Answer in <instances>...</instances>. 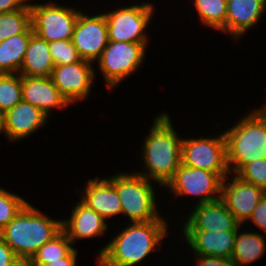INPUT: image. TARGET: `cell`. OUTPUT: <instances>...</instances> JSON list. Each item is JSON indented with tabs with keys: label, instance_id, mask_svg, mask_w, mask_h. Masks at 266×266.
I'll return each instance as SVG.
<instances>
[{
	"label": "cell",
	"instance_id": "obj_23",
	"mask_svg": "<svg viewBox=\"0 0 266 266\" xmlns=\"http://www.w3.org/2000/svg\"><path fill=\"white\" fill-rule=\"evenodd\" d=\"M237 231L231 261L234 266H249L264 256L266 252L265 235L261 232Z\"/></svg>",
	"mask_w": 266,
	"mask_h": 266
},
{
	"label": "cell",
	"instance_id": "obj_18",
	"mask_svg": "<svg viewBox=\"0 0 266 266\" xmlns=\"http://www.w3.org/2000/svg\"><path fill=\"white\" fill-rule=\"evenodd\" d=\"M70 219L62 220V230L72 244L76 240L102 236L109 227L105 219L81 200L71 211Z\"/></svg>",
	"mask_w": 266,
	"mask_h": 266
},
{
	"label": "cell",
	"instance_id": "obj_21",
	"mask_svg": "<svg viewBox=\"0 0 266 266\" xmlns=\"http://www.w3.org/2000/svg\"><path fill=\"white\" fill-rule=\"evenodd\" d=\"M54 67L49 43L33 34L18 74L29 77H51Z\"/></svg>",
	"mask_w": 266,
	"mask_h": 266
},
{
	"label": "cell",
	"instance_id": "obj_33",
	"mask_svg": "<svg viewBox=\"0 0 266 266\" xmlns=\"http://www.w3.org/2000/svg\"><path fill=\"white\" fill-rule=\"evenodd\" d=\"M17 258L9 245L0 237V266H9Z\"/></svg>",
	"mask_w": 266,
	"mask_h": 266
},
{
	"label": "cell",
	"instance_id": "obj_17",
	"mask_svg": "<svg viewBox=\"0 0 266 266\" xmlns=\"http://www.w3.org/2000/svg\"><path fill=\"white\" fill-rule=\"evenodd\" d=\"M22 100L39 108L48 117L51 110L70 105L54 85L51 77L22 75Z\"/></svg>",
	"mask_w": 266,
	"mask_h": 266
},
{
	"label": "cell",
	"instance_id": "obj_27",
	"mask_svg": "<svg viewBox=\"0 0 266 266\" xmlns=\"http://www.w3.org/2000/svg\"><path fill=\"white\" fill-rule=\"evenodd\" d=\"M22 101V75L0 74V111L5 113Z\"/></svg>",
	"mask_w": 266,
	"mask_h": 266
},
{
	"label": "cell",
	"instance_id": "obj_7",
	"mask_svg": "<svg viewBox=\"0 0 266 266\" xmlns=\"http://www.w3.org/2000/svg\"><path fill=\"white\" fill-rule=\"evenodd\" d=\"M31 26L33 33L48 43L71 40L80 10L60 6L54 2L31 4Z\"/></svg>",
	"mask_w": 266,
	"mask_h": 266
},
{
	"label": "cell",
	"instance_id": "obj_31",
	"mask_svg": "<svg viewBox=\"0 0 266 266\" xmlns=\"http://www.w3.org/2000/svg\"><path fill=\"white\" fill-rule=\"evenodd\" d=\"M247 222L254 224L257 228L259 227L266 234V193L253 210Z\"/></svg>",
	"mask_w": 266,
	"mask_h": 266
},
{
	"label": "cell",
	"instance_id": "obj_37",
	"mask_svg": "<svg viewBox=\"0 0 266 266\" xmlns=\"http://www.w3.org/2000/svg\"><path fill=\"white\" fill-rule=\"evenodd\" d=\"M4 132V113L0 111V133Z\"/></svg>",
	"mask_w": 266,
	"mask_h": 266
},
{
	"label": "cell",
	"instance_id": "obj_22",
	"mask_svg": "<svg viewBox=\"0 0 266 266\" xmlns=\"http://www.w3.org/2000/svg\"><path fill=\"white\" fill-rule=\"evenodd\" d=\"M33 29L30 25L23 33L0 42V74L19 73Z\"/></svg>",
	"mask_w": 266,
	"mask_h": 266
},
{
	"label": "cell",
	"instance_id": "obj_4",
	"mask_svg": "<svg viewBox=\"0 0 266 266\" xmlns=\"http://www.w3.org/2000/svg\"><path fill=\"white\" fill-rule=\"evenodd\" d=\"M249 114L224 132L227 165L233 174L249 162L266 159V105Z\"/></svg>",
	"mask_w": 266,
	"mask_h": 266
},
{
	"label": "cell",
	"instance_id": "obj_34",
	"mask_svg": "<svg viewBox=\"0 0 266 266\" xmlns=\"http://www.w3.org/2000/svg\"><path fill=\"white\" fill-rule=\"evenodd\" d=\"M27 0H0V13L14 12L24 8Z\"/></svg>",
	"mask_w": 266,
	"mask_h": 266
},
{
	"label": "cell",
	"instance_id": "obj_10",
	"mask_svg": "<svg viewBox=\"0 0 266 266\" xmlns=\"http://www.w3.org/2000/svg\"><path fill=\"white\" fill-rule=\"evenodd\" d=\"M222 182L223 178L215 172L180 164L165 187L179 197L198 196V201L195 203L198 205L220 199Z\"/></svg>",
	"mask_w": 266,
	"mask_h": 266
},
{
	"label": "cell",
	"instance_id": "obj_3",
	"mask_svg": "<svg viewBox=\"0 0 266 266\" xmlns=\"http://www.w3.org/2000/svg\"><path fill=\"white\" fill-rule=\"evenodd\" d=\"M61 230V219L54 220L27 202L0 231V237L17 257L31 259L43 244Z\"/></svg>",
	"mask_w": 266,
	"mask_h": 266
},
{
	"label": "cell",
	"instance_id": "obj_14",
	"mask_svg": "<svg viewBox=\"0 0 266 266\" xmlns=\"http://www.w3.org/2000/svg\"><path fill=\"white\" fill-rule=\"evenodd\" d=\"M194 210L184 221L182 230H221L238 231L241 224L228 210L224 202L218 199L213 202L195 205Z\"/></svg>",
	"mask_w": 266,
	"mask_h": 266
},
{
	"label": "cell",
	"instance_id": "obj_20",
	"mask_svg": "<svg viewBox=\"0 0 266 266\" xmlns=\"http://www.w3.org/2000/svg\"><path fill=\"white\" fill-rule=\"evenodd\" d=\"M266 9V0H227L226 33L240 39L255 26Z\"/></svg>",
	"mask_w": 266,
	"mask_h": 266
},
{
	"label": "cell",
	"instance_id": "obj_35",
	"mask_svg": "<svg viewBox=\"0 0 266 266\" xmlns=\"http://www.w3.org/2000/svg\"><path fill=\"white\" fill-rule=\"evenodd\" d=\"M77 253V249L74 248L65 258H62L59 261H55L50 264H44L42 266H76Z\"/></svg>",
	"mask_w": 266,
	"mask_h": 266
},
{
	"label": "cell",
	"instance_id": "obj_9",
	"mask_svg": "<svg viewBox=\"0 0 266 266\" xmlns=\"http://www.w3.org/2000/svg\"><path fill=\"white\" fill-rule=\"evenodd\" d=\"M181 164L215 172L224 179L230 174L224 132L212 138H183Z\"/></svg>",
	"mask_w": 266,
	"mask_h": 266
},
{
	"label": "cell",
	"instance_id": "obj_28",
	"mask_svg": "<svg viewBox=\"0 0 266 266\" xmlns=\"http://www.w3.org/2000/svg\"><path fill=\"white\" fill-rule=\"evenodd\" d=\"M27 202L21 196L0 188V231L14 219Z\"/></svg>",
	"mask_w": 266,
	"mask_h": 266
},
{
	"label": "cell",
	"instance_id": "obj_24",
	"mask_svg": "<svg viewBox=\"0 0 266 266\" xmlns=\"http://www.w3.org/2000/svg\"><path fill=\"white\" fill-rule=\"evenodd\" d=\"M74 249L66 233L61 230L50 241L43 244L30 259L32 266H42L65 258Z\"/></svg>",
	"mask_w": 266,
	"mask_h": 266
},
{
	"label": "cell",
	"instance_id": "obj_16",
	"mask_svg": "<svg viewBox=\"0 0 266 266\" xmlns=\"http://www.w3.org/2000/svg\"><path fill=\"white\" fill-rule=\"evenodd\" d=\"M194 255L222 257L231 260L237 231L182 230Z\"/></svg>",
	"mask_w": 266,
	"mask_h": 266
},
{
	"label": "cell",
	"instance_id": "obj_29",
	"mask_svg": "<svg viewBox=\"0 0 266 266\" xmlns=\"http://www.w3.org/2000/svg\"><path fill=\"white\" fill-rule=\"evenodd\" d=\"M49 52L55 66L74 64L81 60L72 40L50 42Z\"/></svg>",
	"mask_w": 266,
	"mask_h": 266
},
{
	"label": "cell",
	"instance_id": "obj_26",
	"mask_svg": "<svg viewBox=\"0 0 266 266\" xmlns=\"http://www.w3.org/2000/svg\"><path fill=\"white\" fill-rule=\"evenodd\" d=\"M30 25V3L17 11L0 13V42L23 33Z\"/></svg>",
	"mask_w": 266,
	"mask_h": 266
},
{
	"label": "cell",
	"instance_id": "obj_11",
	"mask_svg": "<svg viewBox=\"0 0 266 266\" xmlns=\"http://www.w3.org/2000/svg\"><path fill=\"white\" fill-rule=\"evenodd\" d=\"M92 62L81 59L74 64L53 68L51 78L61 95L71 105L90 95L97 73Z\"/></svg>",
	"mask_w": 266,
	"mask_h": 266
},
{
	"label": "cell",
	"instance_id": "obj_8",
	"mask_svg": "<svg viewBox=\"0 0 266 266\" xmlns=\"http://www.w3.org/2000/svg\"><path fill=\"white\" fill-rule=\"evenodd\" d=\"M155 7L151 3L134 4L104 12L107 19L108 40L116 42L147 43L145 31Z\"/></svg>",
	"mask_w": 266,
	"mask_h": 266
},
{
	"label": "cell",
	"instance_id": "obj_5",
	"mask_svg": "<svg viewBox=\"0 0 266 266\" xmlns=\"http://www.w3.org/2000/svg\"><path fill=\"white\" fill-rule=\"evenodd\" d=\"M118 192L121 214L127 215L131 223L163 220L156 209L155 187L138 173H118L108 177Z\"/></svg>",
	"mask_w": 266,
	"mask_h": 266
},
{
	"label": "cell",
	"instance_id": "obj_13",
	"mask_svg": "<svg viewBox=\"0 0 266 266\" xmlns=\"http://www.w3.org/2000/svg\"><path fill=\"white\" fill-rule=\"evenodd\" d=\"M230 175L232 180L228 175L223 179L220 199L242 225L251 217L266 192L254 184L241 180L235 174Z\"/></svg>",
	"mask_w": 266,
	"mask_h": 266
},
{
	"label": "cell",
	"instance_id": "obj_12",
	"mask_svg": "<svg viewBox=\"0 0 266 266\" xmlns=\"http://www.w3.org/2000/svg\"><path fill=\"white\" fill-rule=\"evenodd\" d=\"M71 40L81 59L97 61L109 42L104 13L90 16L80 12Z\"/></svg>",
	"mask_w": 266,
	"mask_h": 266
},
{
	"label": "cell",
	"instance_id": "obj_2",
	"mask_svg": "<svg viewBox=\"0 0 266 266\" xmlns=\"http://www.w3.org/2000/svg\"><path fill=\"white\" fill-rule=\"evenodd\" d=\"M151 126L141 147L143 169L147 171L136 173L165 187L181 164L183 138L173 128L167 113L162 112L154 118Z\"/></svg>",
	"mask_w": 266,
	"mask_h": 266
},
{
	"label": "cell",
	"instance_id": "obj_25",
	"mask_svg": "<svg viewBox=\"0 0 266 266\" xmlns=\"http://www.w3.org/2000/svg\"><path fill=\"white\" fill-rule=\"evenodd\" d=\"M193 5L202 24L226 33L227 0H194Z\"/></svg>",
	"mask_w": 266,
	"mask_h": 266
},
{
	"label": "cell",
	"instance_id": "obj_6",
	"mask_svg": "<svg viewBox=\"0 0 266 266\" xmlns=\"http://www.w3.org/2000/svg\"><path fill=\"white\" fill-rule=\"evenodd\" d=\"M148 43L109 41L96 61L107 88L118 86L144 63Z\"/></svg>",
	"mask_w": 266,
	"mask_h": 266
},
{
	"label": "cell",
	"instance_id": "obj_36",
	"mask_svg": "<svg viewBox=\"0 0 266 266\" xmlns=\"http://www.w3.org/2000/svg\"><path fill=\"white\" fill-rule=\"evenodd\" d=\"M9 266H32L29 258H17Z\"/></svg>",
	"mask_w": 266,
	"mask_h": 266
},
{
	"label": "cell",
	"instance_id": "obj_15",
	"mask_svg": "<svg viewBox=\"0 0 266 266\" xmlns=\"http://www.w3.org/2000/svg\"><path fill=\"white\" fill-rule=\"evenodd\" d=\"M48 118L39 108L22 100L4 113V135L9 143L21 141L43 127Z\"/></svg>",
	"mask_w": 266,
	"mask_h": 266
},
{
	"label": "cell",
	"instance_id": "obj_1",
	"mask_svg": "<svg viewBox=\"0 0 266 266\" xmlns=\"http://www.w3.org/2000/svg\"><path fill=\"white\" fill-rule=\"evenodd\" d=\"M165 220L129 223L105 248L100 249L97 266L140 264L147 255L157 250L158 245L168 235V223Z\"/></svg>",
	"mask_w": 266,
	"mask_h": 266
},
{
	"label": "cell",
	"instance_id": "obj_32",
	"mask_svg": "<svg viewBox=\"0 0 266 266\" xmlns=\"http://www.w3.org/2000/svg\"><path fill=\"white\" fill-rule=\"evenodd\" d=\"M196 266H234L233 262L229 259L215 256L194 255Z\"/></svg>",
	"mask_w": 266,
	"mask_h": 266
},
{
	"label": "cell",
	"instance_id": "obj_30",
	"mask_svg": "<svg viewBox=\"0 0 266 266\" xmlns=\"http://www.w3.org/2000/svg\"><path fill=\"white\" fill-rule=\"evenodd\" d=\"M235 175L266 192V159L254 160L245 164Z\"/></svg>",
	"mask_w": 266,
	"mask_h": 266
},
{
	"label": "cell",
	"instance_id": "obj_19",
	"mask_svg": "<svg viewBox=\"0 0 266 266\" xmlns=\"http://www.w3.org/2000/svg\"><path fill=\"white\" fill-rule=\"evenodd\" d=\"M81 194V201L106 221L110 217L121 214L118 192L108 178L89 179Z\"/></svg>",
	"mask_w": 266,
	"mask_h": 266
}]
</instances>
